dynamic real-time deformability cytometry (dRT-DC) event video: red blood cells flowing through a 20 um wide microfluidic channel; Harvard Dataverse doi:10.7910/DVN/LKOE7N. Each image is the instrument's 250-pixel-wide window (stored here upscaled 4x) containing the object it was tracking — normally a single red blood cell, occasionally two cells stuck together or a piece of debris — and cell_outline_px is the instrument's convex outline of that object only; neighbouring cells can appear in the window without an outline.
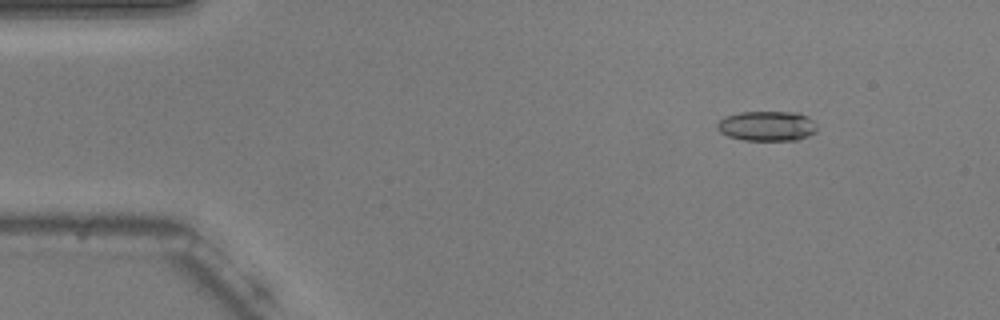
{"species": "common noctule bat (a hibernating species)", "species_latin": "Nyctalus noctula", "temperature_condition": "warm", "stored_images_in_passage": 53, "camera_frame_rate_fps": 3000, "um_per_image_px": 0.085, "animal": {"sex": "male", "body_mass_g": 20.5, "forearm_length_mm": 52.5}, "frame": {"image": 1, "passage_image": 6, "time_ms": 1.667, "image_size_px": [1000, 320], "cell_outline_px": [[816, 132], [808, 136], [796, 140], [744, 140], [728, 136], [720, 132], [716, 128], [716, 124], [724, 116], [740, 112], [800, 112], [808, 116], [816, 124]], "centroid_in_image_um": [65.19, 10.7], "position_along_channel_um": 19.8, "area_um2": 17.57}}
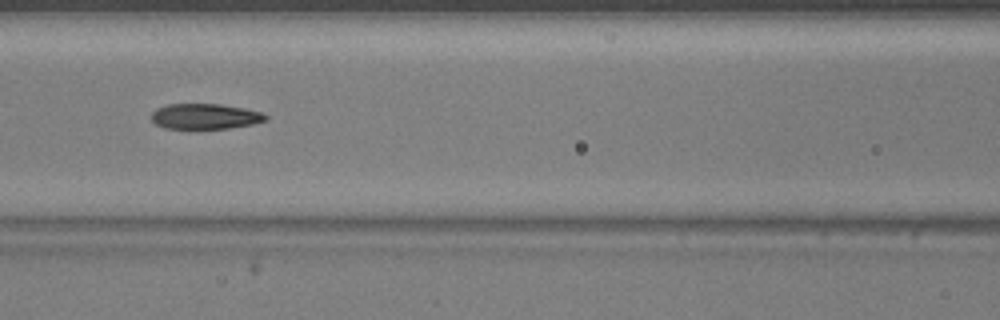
{"frame": {"image": 2, "passage_image": 23, "time_ms": 7.333, "image_size_px": [1000, 320], "cell_outline_px": [[268, 120], [252, 124], [228, 128], [164, 128], [156, 124], [152, 120], [152, 112], [156, 108], [168, 104], [220, 104], [244, 108], [260, 112], [268, 116]], "centroid_in_image_um": [17.43, 9.88], "position_along_channel_um": 149.2, "area_um2": 16.82}}
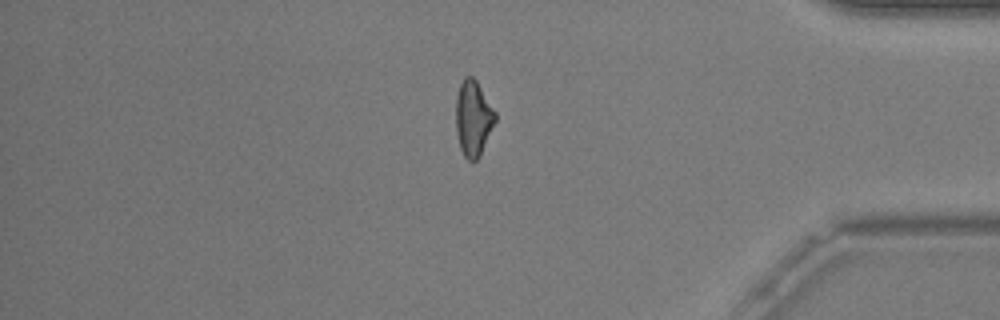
{"frame": {"image": 3, "passage_image": 45, "time_ms": 14.667, "image_size_px": [1000, 320], "cell_outline_px": [[496, 120], [480, 156], [476, 160], [468, 160], [464, 156], [460, 148], [456, 132], [456, 96], [460, 84], [464, 76], [472, 76], [476, 80], [496, 112]], "centroid_in_image_um": [40.22, 10.04], "position_along_channel_um": 395.0, "area_um2": 17.34}, "authors_computed_cell_mechanics": {"area_um2": 17.5712, "velocity_mm_per_s": 3.7643, "shape_relaxation_time_tau1_ms": 5.5712, "shape_relaxation_time_tau2_ms": 4.9491, "deformation_change_tau1": 0.1892, "deformation_change_tau2": 0.123}}